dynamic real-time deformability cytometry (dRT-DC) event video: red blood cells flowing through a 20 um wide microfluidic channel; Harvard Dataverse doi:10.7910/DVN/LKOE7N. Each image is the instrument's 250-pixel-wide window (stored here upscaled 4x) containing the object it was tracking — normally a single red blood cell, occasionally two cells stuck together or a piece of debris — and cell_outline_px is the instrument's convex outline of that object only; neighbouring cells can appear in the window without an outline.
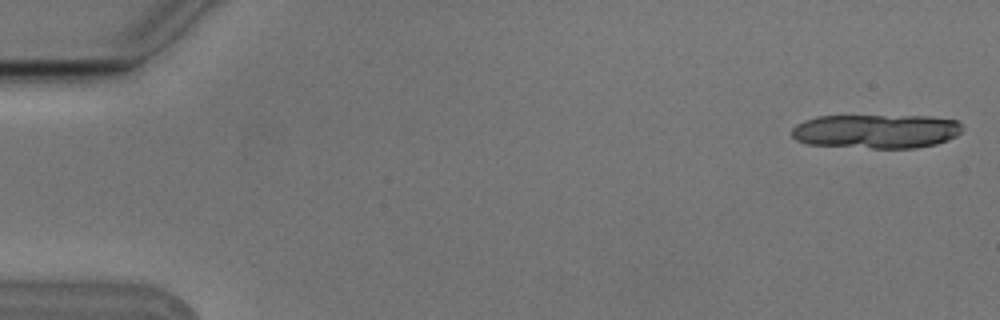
{"species": "Egyptian fruit bat (a non-hibernating species)", "species_latin": "Rousettus aegyptiacus", "temperature_condition": "cold", "stored_images_in_passage": 6, "camera_frame_rate_fps": 3000, "um_per_image_px": 0.085, "animal": {"sex": "male"}, "frame": {"image": 1, "passage_image": 1, "time_ms": 0.0, "image_size_px": [1000, 320], "cell_outline_px": [[964, 128], [956, 136], [948, 140], [936, 144], [916, 148], [872, 148], [808, 144], [796, 140], [792, 136], [792, 128], [796, 124], [804, 120], [816, 116], [932, 116], [956, 120]], "centroid_in_image_um": [74.49, 11.15], "position_along_channel_um": 10.5, "area_um2": 34.1}}